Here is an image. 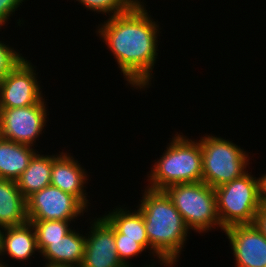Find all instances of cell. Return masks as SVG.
<instances>
[{"mask_svg":"<svg viewBox=\"0 0 266 267\" xmlns=\"http://www.w3.org/2000/svg\"><path fill=\"white\" fill-rule=\"evenodd\" d=\"M150 17L147 10L131 8L108 18L96 31L113 53L127 84L134 89L151 86L159 54L157 37L161 28Z\"/></svg>","mask_w":266,"mask_h":267,"instance_id":"cell-1","label":"cell"},{"mask_svg":"<svg viewBox=\"0 0 266 267\" xmlns=\"http://www.w3.org/2000/svg\"><path fill=\"white\" fill-rule=\"evenodd\" d=\"M142 194L136 208L143 215L149 244L167 264L174 265L190 230L165 190L146 187Z\"/></svg>","mask_w":266,"mask_h":267,"instance_id":"cell-2","label":"cell"},{"mask_svg":"<svg viewBox=\"0 0 266 267\" xmlns=\"http://www.w3.org/2000/svg\"><path fill=\"white\" fill-rule=\"evenodd\" d=\"M166 148L147 174L148 188L165 190L174 184L202 182V148L199 141L177 132Z\"/></svg>","mask_w":266,"mask_h":267,"instance_id":"cell-3","label":"cell"},{"mask_svg":"<svg viewBox=\"0 0 266 267\" xmlns=\"http://www.w3.org/2000/svg\"><path fill=\"white\" fill-rule=\"evenodd\" d=\"M189 230L206 233L221 227L214 188L202 182L179 183L165 189ZM216 226V227H215Z\"/></svg>","mask_w":266,"mask_h":267,"instance_id":"cell-4","label":"cell"},{"mask_svg":"<svg viewBox=\"0 0 266 267\" xmlns=\"http://www.w3.org/2000/svg\"><path fill=\"white\" fill-rule=\"evenodd\" d=\"M217 213L221 227L225 230L234 225L254 224L258 210L262 207L258 178L248 173L214 188Z\"/></svg>","mask_w":266,"mask_h":267,"instance_id":"cell-5","label":"cell"},{"mask_svg":"<svg viewBox=\"0 0 266 267\" xmlns=\"http://www.w3.org/2000/svg\"><path fill=\"white\" fill-rule=\"evenodd\" d=\"M202 148V181L212 188L241 177L247 171L249 154L230 140L205 135Z\"/></svg>","mask_w":266,"mask_h":267,"instance_id":"cell-6","label":"cell"},{"mask_svg":"<svg viewBox=\"0 0 266 267\" xmlns=\"http://www.w3.org/2000/svg\"><path fill=\"white\" fill-rule=\"evenodd\" d=\"M44 99L30 106L0 109V137L32 147L47 123Z\"/></svg>","mask_w":266,"mask_h":267,"instance_id":"cell-7","label":"cell"},{"mask_svg":"<svg viewBox=\"0 0 266 267\" xmlns=\"http://www.w3.org/2000/svg\"><path fill=\"white\" fill-rule=\"evenodd\" d=\"M28 220L75 221L86 207L73 195L49 185L26 199Z\"/></svg>","mask_w":266,"mask_h":267,"instance_id":"cell-8","label":"cell"},{"mask_svg":"<svg viewBox=\"0 0 266 267\" xmlns=\"http://www.w3.org/2000/svg\"><path fill=\"white\" fill-rule=\"evenodd\" d=\"M31 64L25 57L0 81V109L34 105L43 98Z\"/></svg>","mask_w":266,"mask_h":267,"instance_id":"cell-9","label":"cell"},{"mask_svg":"<svg viewBox=\"0 0 266 267\" xmlns=\"http://www.w3.org/2000/svg\"><path fill=\"white\" fill-rule=\"evenodd\" d=\"M80 267H125L117 255L115 228L103 217L93 220Z\"/></svg>","mask_w":266,"mask_h":267,"instance_id":"cell-10","label":"cell"},{"mask_svg":"<svg viewBox=\"0 0 266 267\" xmlns=\"http://www.w3.org/2000/svg\"><path fill=\"white\" fill-rule=\"evenodd\" d=\"M223 231L229 239L235 267H266V237L255 224L234 225Z\"/></svg>","mask_w":266,"mask_h":267,"instance_id":"cell-11","label":"cell"},{"mask_svg":"<svg viewBox=\"0 0 266 267\" xmlns=\"http://www.w3.org/2000/svg\"><path fill=\"white\" fill-rule=\"evenodd\" d=\"M59 153L53 160L50 185L75 196L88 210L90 203L84 190L86 187L84 184L88 183L86 169L81 167L77 159L75 160L69 153Z\"/></svg>","mask_w":266,"mask_h":267,"instance_id":"cell-12","label":"cell"},{"mask_svg":"<svg viewBox=\"0 0 266 267\" xmlns=\"http://www.w3.org/2000/svg\"><path fill=\"white\" fill-rule=\"evenodd\" d=\"M38 251L34 226L26 222L20 226L2 229L0 256L9 255L19 262L30 259ZM0 267H9L0 260Z\"/></svg>","mask_w":266,"mask_h":267,"instance_id":"cell-13","label":"cell"},{"mask_svg":"<svg viewBox=\"0 0 266 267\" xmlns=\"http://www.w3.org/2000/svg\"><path fill=\"white\" fill-rule=\"evenodd\" d=\"M86 239L79 231L72 229L62 239L49 241V245L40 253L47 260L45 264L70 265L80 267L84 252Z\"/></svg>","mask_w":266,"mask_h":267,"instance_id":"cell-14","label":"cell"},{"mask_svg":"<svg viewBox=\"0 0 266 267\" xmlns=\"http://www.w3.org/2000/svg\"><path fill=\"white\" fill-rule=\"evenodd\" d=\"M28 222L26 198L17 182L0 178V228L20 226Z\"/></svg>","mask_w":266,"mask_h":267,"instance_id":"cell-15","label":"cell"},{"mask_svg":"<svg viewBox=\"0 0 266 267\" xmlns=\"http://www.w3.org/2000/svg\"><path fill=\"white\" fill-rule=\"evenodd\" d=\"M127 210L126 208L117 207L112 212L105 214L103 217L119 232L122 238L140 239V244L148 250L150 249L153 257L157 256L160 264L167 267L173 265L167 264L150 246L146 235L143 215L139 209Z\"/></svg>","mask_w":266,"mask_h":267,"instance_id":"cell-16","label":"cell"},{"mask_svg":"<svg viewBox=\"0 0 266 267\" xmlns=\"http://www.w3.org/2000/svg\"><path fill=\"white\" fill-rule=\"evenodd\" d=\"M36 152L31 146L0 137V178L16 181Z\"/></svg>","mask_w":266,"mask_h":267,"instance_id":"cell-17","label":"cell"},{"mask_svg":"<svg viewBox=\"0 0 266 267\" xmlns=\"http://www.w3.org/2000/svg\"><path fill=\"white\" fill-rule=\"evenodd\" d=\"M36 152L31 158L28 167L16 180L21 194L27 199L34 192L50 185L53 160L57 155H41Z\"/></svg>","mask_w":266,"mask_h":267,"instance_id":"cell-18","label":"cell"},{"mask_svg":"<svg viewBox=\"0 0 266 267\" xmlns=\"http://www.w3.org/2000/svg\"><path fill=\"white\" fill-rule=\"evenodd\" d=\"M35 229L37 247L41 253L49 241H57L67 235L72 229L69 227L71 221L64 220H28Z\"/></svg>","mask_w":266,"mask_h":267,"instance_id":"cell-19","label":"cell"},{"mask_svg":"<svg viewBox=\"0 0 266 267\" xmlns=\"http://www.w3.org/2000/svg\"><path fill=\"white\" fill-rule=\"evenodd\" d=\"M91 11L108 14L109 18L128 12L131 8L146 10L141 0H76ZM110 13V14H109Z\"/></svg>","mask_w":266,"mask_h":267,"instance_id":"cell-20","label":"cell"},{"mask_svg":"<svg viewBox=\"0 0 266 267\" xmlns=\"http://www.w3.org/2000/svg\"><path fill=\"white\" fill-rule=\"evenodd\" d=\"M115 243L118 258L125 267H133V265L129 263L128 259L138 256V254H141L145 250V248L140 244V239L122 238V233H119L116 229ZM145 267H154V265H146Z\"/></svg>","mask_w":266,"mask_h":267,"instance_id":"cell-21","label":"cell"},{"mask_svg":"<svg viewBox=\"0 0 266 267\" xmlns=\"http://www.w3.org/2000/svg\"><path fill=\"white\" fill-rule=\"evenodd\" d=\"M19 53L0 41V81L24 59Z\"/></svg>","mask_w":266,"mask_h":267,"instance_id":"cell-22","label":"cell"},{"mask_svg":"<svg viewBox=\"0 0 266 267\" xmlns=\"http://www.w3.org/2000/svg\"><path fill=\"white\" fill-rule=\"evenodd\" d=\"M24 0H0V28L6 24ZM21 3V4H20Z\"/></svg>","mask_w":266,"mask_h":267,"instance_id":"cell-23","label":"cell"},{"mask_svg":"<svg viewBox=\"0 0 266 267\" xmlns=\"http://www.w3.org/2000/svg\"><path fill=\"white\" fill-rule=\"evenodd\" d=\"M254 224L266 237V205H262V207L258 210Z\"/></svg>","mask_w":266,"mask_h":267,"instance_id":"cell-24","label":"cell"},{"mask_svg":"<svg viewBox=\"0 0 266 267\" xmlns=\"http://www.w3.org/2000/svg\"><path fill=\"white\" fill-rule=\"evenodd\" d=\"M259 183V196L262 205H266V174L264 173L258 178Z\"/></svg>","mask_w":266,"mask_h":267,"instance_id":"cell-25","label":"cell"},{"mask_svg":"<svg viewBox=\"0 0 266 267\" xmlns=\"http://www.w3.org/2000/svg\"><path fill=\"white\" fill-rule=\"evenodd\" d=\"M45 267H75V266H70V265H50V264H45Z\"/></svg>","mask_w":266,"mask_h":267,"instance_id":"cell-26","label":"cell"},{"mask_svg":"<svg viewBox=\"0 0 266 267\" xmlns=\"http://www.w3.org/2000/svg\"><path fill=\"white\" fill-rule=\"evenodd\" d=\"M1 233H2V228H0V248H1Z\"/></svg>","mask_w":266,"mask_h":267,"instance_id":"cell-27","label":"cell"}]
</instances>
